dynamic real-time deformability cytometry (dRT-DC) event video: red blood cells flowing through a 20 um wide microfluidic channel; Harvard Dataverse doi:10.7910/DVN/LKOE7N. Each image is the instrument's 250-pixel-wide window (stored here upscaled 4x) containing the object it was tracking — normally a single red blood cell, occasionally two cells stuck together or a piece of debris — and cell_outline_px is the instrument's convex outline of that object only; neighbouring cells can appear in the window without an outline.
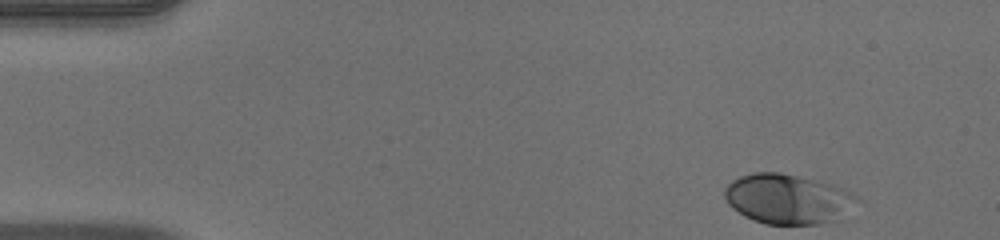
{"species": "human", "species_latin": "Homo sapiens", "temperature_condition": "warm", "stored_images_in_passage": 48, "camera_frame_rate_fps": 3000, "um_per_image_px": 0.085, "donor": {"sex": "male"}, "frame": {"image": 1, "passage_image": 1, "time_ms": 0.0, "image_size_px": [1000, 240], "cell_outline_px": [[860, 200], [832, 220], [816, 224], [764, 224], [744, 216], [732, 208], [728, 204], [724, 196], [724, 188], [732, 180], [740, 176], [756, 172], [780, 172], [832, 184], [844, 188], [852, 192]], "centroid_in_image_um": [66.89, 16.89], "position_along_channel_um": 18.1, "area_um2": 38.03}}
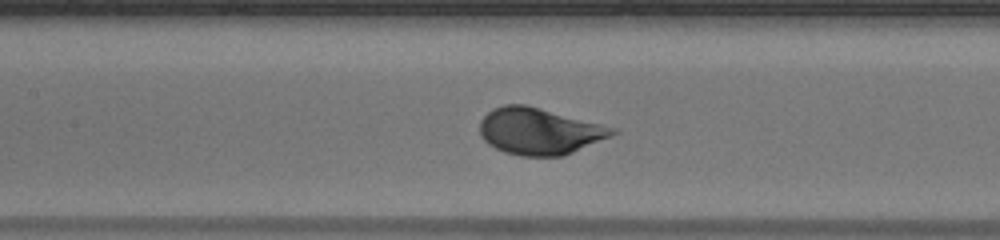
{"frame": {"image": 2, "passage_image": 20, "time_ms": 6.333, "image_size_px": [1000, 240], "cell_outline_px": [[620, 132], [564, 156], [520, 156], [504, 152], [488, 144], [480, 136], [480, 120], [488, 112], [504, 104], [524, 104], [540, 108], [616, 128]], "centroid_in_image_um": [45.83, 11.16], "position_along_channel_um": 161.6, "area_um2": 35.84}}
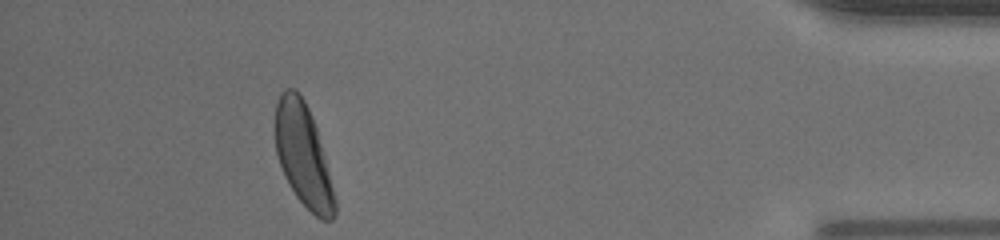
{"frame": {"image": 3, "passage_image": 43, "time_ms": 14.0, "image_size_px": [1000, 240], "cell_outline_px": [[336, 212], [332, 220], [320, 220], [296, 196], [284, 176], [276, 152], [276, 104], [280, 92], [284, 88], [296, 88], [300, 92], [312, 116], [316, 128], [324, 156], [336, 200]], "centroid_in_image_um": [25.77, 13.18], "position_along_channel_um": 409.4, "area_um2": 35.14}, "authors_computed_cell_mechanics": {"area_um2": 35.2002, "velocity_mm_per_s": 3.9509, "shape_relaxation_time_tau1_ms": 1.8023, "shape_relaxation_time_tau2_ms": null, "deformation_change_tau1": 0.1233, "deformation_change_tau2": null}}